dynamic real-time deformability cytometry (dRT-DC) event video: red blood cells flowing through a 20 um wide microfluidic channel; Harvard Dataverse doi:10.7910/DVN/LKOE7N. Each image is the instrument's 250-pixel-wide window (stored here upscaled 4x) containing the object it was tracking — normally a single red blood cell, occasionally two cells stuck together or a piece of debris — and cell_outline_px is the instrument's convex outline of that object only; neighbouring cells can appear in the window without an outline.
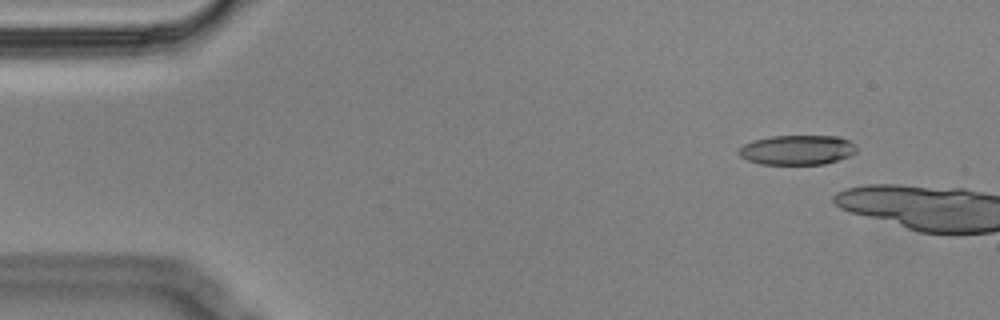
{"species": "Egyptian fruit bat (a non-hibernating species)", "species_latin": "Rousettus aegyptiacus", "temperature_condition": "cold", "stored_images_in_passage": 6, "camera_frame_rate_fps": 3000, "um_per_image_px": 0.085, "animal": {"sex": "male"}, "frame": {"image": 1, "passage_image": 2, "time_ms": 0.333, "image_size_px": [1000, 320], "cell_outline_px": [[856, 152], [848, 156], [824, 164], [760, 164], [748, 160], [740, 156], [736, 152], [744, 144], [752, 140], [772, 136], [840, 136], [848, 140], [856, 148]], "centroid_in_image_um": [67.72, 12.74], "position_along_channel_um": 17.3, "area_um2": 20.29}}